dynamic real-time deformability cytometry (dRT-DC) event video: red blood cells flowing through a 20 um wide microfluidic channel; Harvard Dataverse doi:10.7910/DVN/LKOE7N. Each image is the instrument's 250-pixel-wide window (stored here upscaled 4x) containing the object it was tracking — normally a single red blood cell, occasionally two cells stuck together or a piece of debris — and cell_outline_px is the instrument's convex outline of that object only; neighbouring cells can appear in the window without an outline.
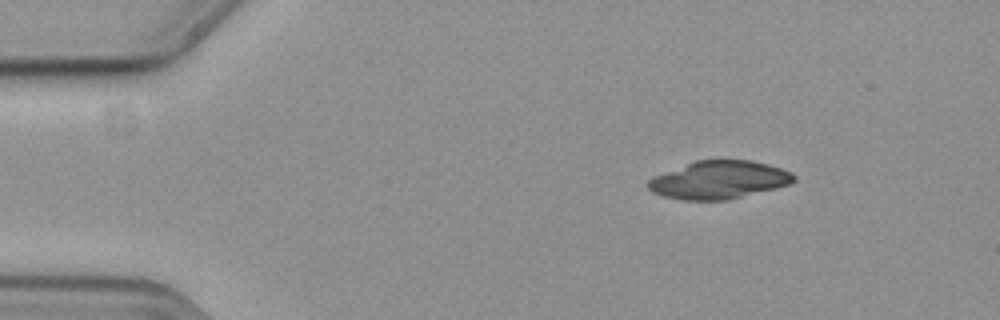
{"species": "common noctule bat (a hibernating species)", "species_latin": "Nyctalus noctula", "temperature_condition": "cold", "stored_images_in_passage": 17, "camera_frame_rate_fps": 3000, "um_per_image_px": 0.085, "animal": {"sex": "female", "body_mass_g": 19.3, "forearm_length_mm": 54.1}, "frame": {"image": 1, "passage_image": 1, "time_ms": 0.0, "image_size_px": [1000, 320], "cell_outline_px": [[796, 180], [788, 184], [776, 188], [728, 200], [684, 200], [664, 196], [652, 192], [648, 188], [648, 180], [652, 176], [696, 160], [752, 160], [768, 164], [792, 172], [796, 176]], "centroid_in_image_um": [61.11, 15.29], "position_along_channel_um": 23.9, "area_um2": 32.25}}